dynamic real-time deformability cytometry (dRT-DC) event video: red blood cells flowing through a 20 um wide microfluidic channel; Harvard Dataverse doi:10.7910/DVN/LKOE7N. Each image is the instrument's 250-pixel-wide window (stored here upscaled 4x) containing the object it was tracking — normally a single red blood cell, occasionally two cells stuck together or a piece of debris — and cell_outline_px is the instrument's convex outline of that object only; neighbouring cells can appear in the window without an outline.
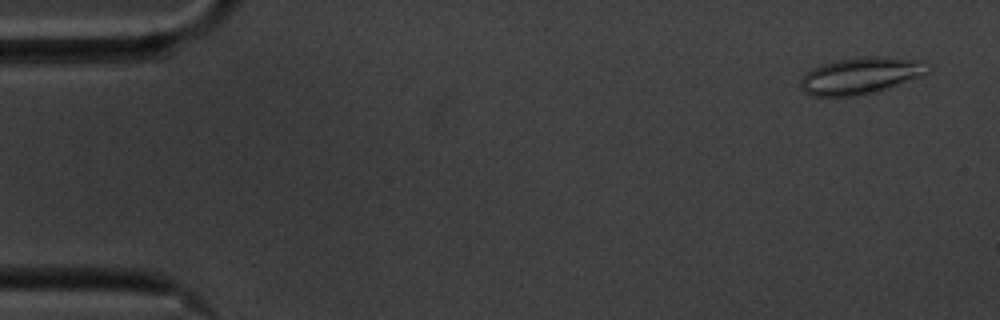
{"species": "common noctule bat (a hibernating species)", "species_latin": "Nyctalus noctula", "temperature_condition": "cold", "stored_images_in_passage": 57, "camera_frame_rate_fps": 3000, "um_per_image_px": 0.085, "animal": {"sex": "male", "body_mass_g": 20.1, "forearm_length_mm": 53.5}, "frame": {"image": 1, "passage_image": 3, "time_ms": 0.667, "image_size_px": [1000, 320], "cell_outline_px": [[932, 68], [924, 76], [876, 92], [856, 96], [812, 96], [804, 92], [800, 88], [800, 80], [812, 68], [836, 60], [864, 56], [876, 56], [924, 60]], "centroid_in_image_um": [73.22, 6.43], "position_along_channel_um": 11.8, "area_um2": 27.51}}
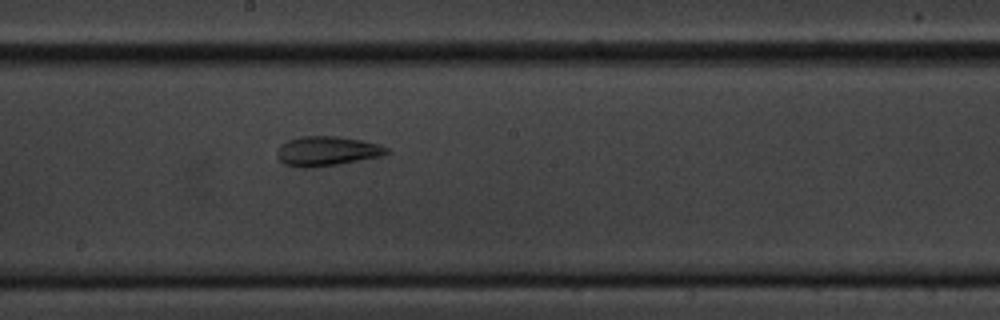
{"frame": {"image": 2, "passage_image": 31, "time_ms": 10.0, "image_size_px": [1000, 320], "cell_outline_px": [[392, 152], [380, 156], [336, 164], [312, 168], [300, 168], [284, 164], [276, 156], [276, 152], [280, 144], [288, 140], [300, 136], [336, 136], [360, 140], [380, 144], [388, 148]], "centroid_in_image_um": [27.75, 12.84], "position_along_channel_um": 220.4, "area_um2": 18.96}}
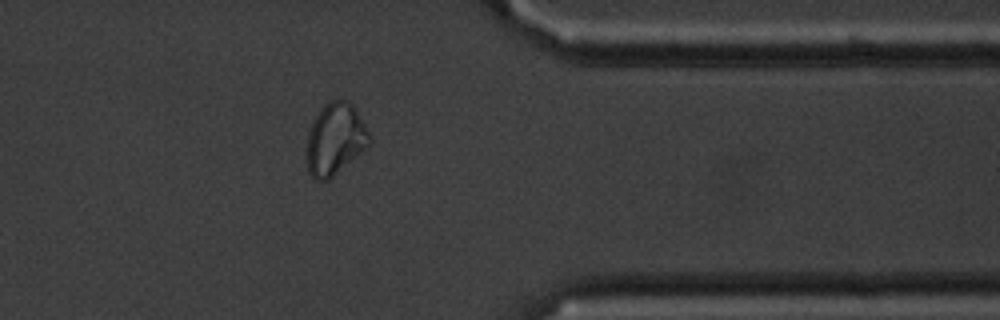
{"frame": {"image": 3, "passage_image": 46, "time_ms": 15.0, "image_size_px": [1000, 320], "cell_outline_px": [[372, 140], [360, 152], [328, 180], [316, 180], [308, 172], [308, 132], [316, 116], [324, 104], [328, 100], [348, 100], [356, 108], [372, 136]], "centroid_in_image_um": [28.51, 11.78], "position_along_channel_um": 382.9, "area_um2": 25.78}, "authors_computed_cell_mechanics": {"area_um2": 23.2356, "velocity_mm_per_s": 3.4855, "shape_relaxation_time_tau1_ms": null, "shape_relaxation_time_tau2_ms": 3.0797, "deformation_change_tau1": null, "deformation_change_tau2": 0.1018}}